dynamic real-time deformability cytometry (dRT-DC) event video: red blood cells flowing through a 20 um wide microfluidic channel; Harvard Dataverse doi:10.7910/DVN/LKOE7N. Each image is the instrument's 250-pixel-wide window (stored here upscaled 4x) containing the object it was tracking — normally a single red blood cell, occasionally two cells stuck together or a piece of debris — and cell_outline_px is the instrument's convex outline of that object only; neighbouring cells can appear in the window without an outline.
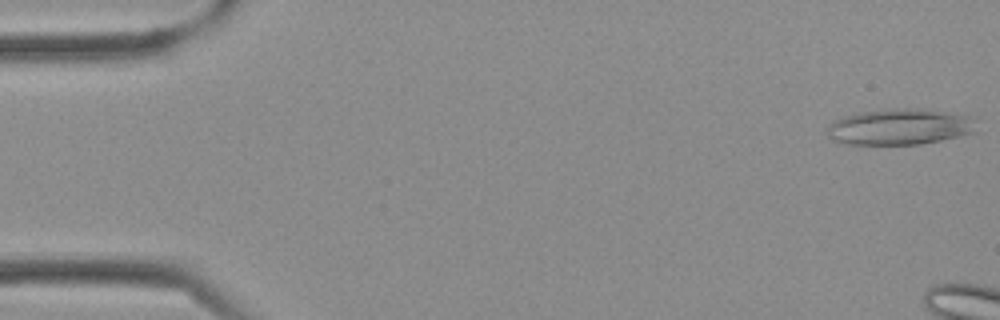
{"species": "Egyptian fruit bat (a non-hibernating species)", "species_latin": "Rousettus aegyptiacus", "temperature_condition": "cold", "stored_images_in_passage": 10, "camera_frame_rate_fps": 3000, "um_per_image_px": 0.085, "frame": {"image": 1, "passage_image": 1, "time_ms": 0.0, "image_size_px": [1000, 320], "cell_outline_px": [[976, 132], [940, 140], [920, 144], [848, 144], [836, 140], [828, 136], [828, 128], [832, 120], [844, 116], [860, 112], [888, 108], [916, 108], [948, 112], [972, 116]], "centroid_in_image_um": [76.48, 10.76], "position_along_channel_um": 8.5, "area_um2": 31.21}}